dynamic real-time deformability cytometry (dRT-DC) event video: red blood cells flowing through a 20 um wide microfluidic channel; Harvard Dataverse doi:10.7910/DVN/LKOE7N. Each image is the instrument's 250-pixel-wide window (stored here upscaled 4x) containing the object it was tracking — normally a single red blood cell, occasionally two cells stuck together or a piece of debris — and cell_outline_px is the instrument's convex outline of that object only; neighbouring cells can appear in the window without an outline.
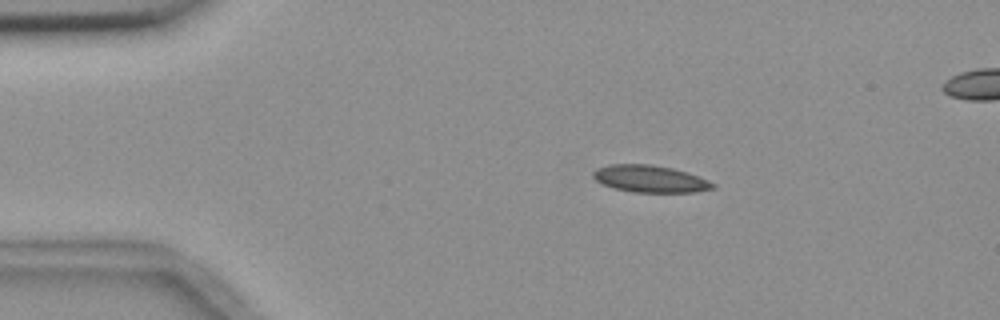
{"species": "common noctule bat (a hibernating species)", "species_latin": "Nyctalus noctula", "temperature_condition": "room temperature", "stored_images_in_passage": 6, "camera_frame_rate_fps": 3000, "um_per_image_px": 0.085, "animal": {"sex": "female", "body_mass_g": 18.4}, "frame": {"image": 1, "passage_image": 3, "time_ms": 2.333, "image_size_px": [1000, 320], "cell_outline_px": [[716, 188], [696, 192], [632, 192], [612, 188], [600, 184], [592, 176], [592, 172], [596, 168], [612, 164], [648, 164], [672, 168], [708, 180], [716, 184]], "centroid_in_image_um": [55.21, 15.21], "position_along_channel_um": 29.8, "area_um2": 18.9}}